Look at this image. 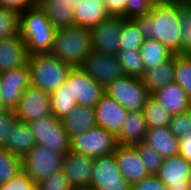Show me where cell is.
I'll return each mask as SVG.
<instances>
[{
    "instance_id": "obj_1",
    "label": "cell",
    "mask_w": 191,
    "mask_h": 190,
    "mask_svg": "<svg viewBox=\"0 0 191 190\" xmlns=\"http://www.w3.org/2000/svg\"><path fill=\"white\" fill-rule=\"evenodd\" d=\"M131 21L145 39L158 40L174 54H182L183 27L179 17V0L153 3L149 14Z\"/></svg>"
},
{
    "instance_id": "obj_2",
    "label": "cell",
    "mask_w": 191,
    "mask_h": 190,
    "mask_svg": "<svg viewBox=\"0 0 191 190\" xmlns=\"http://www.w3.org/2000/svg\"><path fill=\"white\" fill-rule=\"evenodd\" d=\"M92 50L89 29L70 26L56 29L50 54L71 68H80Z\"/></svg>"
},
{
    "instance_id": "obj_3",
    "label": "cell",
    "mask_w": 191,
    "mask_h": 190,
    "mask_svg": "<svg viewBox=\"0 0 191 190\" xmlns=\"http://www.w3.org/2000/svg\"><path fill=\"white\" fill-rule=\"evenodd\" d=\"M56 28L38 7L20 13V37L29 55L50 53Z\"/></svg>"
},
{
    "instance_id": "obj_4",
    "label": "cell",
    "mask_w": 191,
    "mask_h": 190,
    "mask_svg": "<svg viewBox=\"0 0 191 190\" xmlns=\"http://www.w3.org/2000/svg\"><path fill=\"white\" fill-rule=\"evenodd\" d=\"M28 67L30 84L50 94L67 80L72 69L50 53L29 55Z\"/></svg>"
},
{
    "instance_id": "obj_5",
    "label": "cell",
    "mask_w": 191,
    "mask_h": 190,
    "mask_svg": "<svg viewBox=\"0 0 191 190\" xmlns=\"http://www.w3.org/2000/svg\"><path fill=\"white\" fill-rule=\"evenodd\" d=\"M105 94L128 111H143L151 96L141 78L128 75L115 79L106 87Z\"/></svg>"
},
{
    "instance_id": "obj_6",
    "label": "cell",
    "mask_w": 191,
    "mask_h": 190,
    "mask_svg": "<svg viewBox=\"0 0 191 190\" xmlns=\"http://www.w3.org/2000/svg\"><path fill=\"white\" fill-rule=\"evenodd\" d=\"M65 154L35 145L22 158L23 171L37 184L50 175L62 171Z\"/></svg>"
},
{
    "instance_id": "obj_7",
    "label": "cell",
    "mask_w": 191,
    "mask_h": 190,
    "mask_svg": "<svg viewBox=\"0 0 191 190\" xmlns=\"http://www.w3.org/2000/svg\"><path fill=\"white\" fill-rule=\"evenodd\" d=\"M37 145L66 154L70 151L71 140L61 119L53 114L28 123Z\"/></svg>"
},
{
    "instance_id": "obj_8",
    "label": "cell",
    "mask_w": 191,
    "mask_h": 190,
    "mask_svg": "<svg viewBox=\"0 0 191 190\" xmlns=\"http://www.w3.org/2000/svg\"><path fill=\"white\" fill-rule=\"evenodd\" d=\"M117 145L116 136L113 133L101 127H95L73 137L70 151L96 158L113 154Z\"/></svg>"
},
{
    "instance_id": "obj_9",
    "label": "cell",
    "mask_w": 191,
    "mask_h": 190,
    "mask_svg": "<svg viewBox=\"0 0 191 190\" xmlns=\"http://www.w3.org/2000/svg\"><path fill=\"white\" fill-rule=\"evenodd\" d=\"M104 89L115 79L125 76L117 56H111L92 50L80 67Z\"/></svg>"
},
{
    "instance_id": "obj_10",
    "label": "cell",
    "mask_w": 191,
    "mask_h": 190,
    "mask_svg": "<svg viewBox=\"0 0 191 190\" xmlns=\"http://www.w3.org/2000/svg\"><path fill=\"white\" fill-rule=\"evenodd\" d=\"M121 16H110L100 24L90 28L92 49L96 52L117 56L120 50Z\"/></svg>"
},
{
    "instance_id": "obj_11",
    "label": "cell",
    "mask_w": 191,
    "mask_h": 190,
    "mask_svg": "<svg viewBox=\"0 0 191 190\" xmlns=\"http://www.w3.org/2000/svg\"><path fill=\"white\" fill-rule=\"evenodd\" d=\"M15 112L17 119L25 123L51 115V94L30 84L23 92Z\"/></svg>"
},
{
    "instance_id": "obj_12",
    "label": "cell",
    "mask_w": 191,
    "mask_h": 190,
    "mask_svg": "<svg viewBox=\"0 0 191 190\" xmlns=\"http://www.w3.org/2000/svg\"><path fill=\"white\" fill-rule=\"evenodd\" d=\"M66 81L77 105L94 107L105 94V89L81 68H72Z\"/></svg>"
},
{
    "instance_id": "obj_13",
    "label": "cell",
    "mask_w": 191,
    "mask_h": 190,
    "mask_svg": "<svg viewBox=\"0 0 191 190\" xmlns=\"http://www.w3.org/2000/svg\"><path fill=\"white\" fill-rule=\"evenodd\" d=\"M30 85L28 63L0 73V94L8 108L15 109L26 88Z\"/></svg>"
},
{
    "instance_id": "obj_14",
    "label": "cell",
    "mask_w": 191,
    "mask_h": 190,
    "mask_svg": "<svg viewBox=\"0 0 191 190\" xmlns=\"http://www.w3.org/2000/svg\"><path fill=\"white\" fill-rule=\"evenodd\" d=\"M190 169L191 163L178 154L165 158L156 176L167 186L168 190H191Z\"/></svg>"
},
{
    "instance_id": "obj_15",
    "label": "cell",
    "mask_w": 191,
    "mask_h": 190,
    "mask_svg": "<svg viewBox=\"0 0 191 190\" xmlns=\"http://www.w3.org/2000/svg\"><path fill=\"white\" fill-rule=\"evenodd\" d=\"M113 155L122 176L131 186L150 176L135 146L117 145Z\"/></svg>"
},
{
    "instance_id": "obj_16",
    "label": "cell",
    "mask_w": 191,
    "mask_h": 190,
    "mask_svg": "<svg viewBox=\"0 0 191 190\" xmlns=\"http://www.w3.org/2000/svg\"><path fill=\"white\" fill-rule=\"evenodd\" d=\"M93 157L69 151L64 156L62 173L70 187H89L93 171Z\"/></svg>"
},
{
    "instance_id": "obj_17",
    "label": "cell",
    "mask_w": 191,
    "mask_h": 190,
    "mask_svg": "<svg viewBox=\"0 0 191 190\" xmlns=\"http://www.w3.org/2000/svg\"><path fill=\"white\" fill-rule=\"evenodd\" d=\"M97 127H101L115 136L119 133L128 115V110L114 99L104 94L94 106Z\"/></svg>"
},
{
    "instance_id": "obj_18",
    "label": "cell",
    "mask_w": 191,
    "mask_h": 190,
    "mask_svg": "<svg viewBox=\"0 0 191 190\" xmlns=\"http://www.w3.org/2000/svg\"><path fill=\"white\" fill-rule=\"evenodd\" d=\"M129 184L122 176L113 154L93 159L89 187L99 190L104 185Z\"/></svg>"
},
{
    "instance_id": "obj_19",
    "label": "cell",
    "mask_w": 191,
    "mask_h": 190,
    "mask_svg": "<svg viewBox=\"0 0 191 190\" xmlns=\"http://www.w3.org/2000/svg\"><path fill=\"white\" fill-rule=\"evenodd\" d=\"M74 26L93 28L110 17L103 0H79L73 8Z\"/></svg>"
},
{
    "instance_id": "obj_20",
    "label": "cell",
    "mask_w": 191,
    "mask_h": 190,
    "mask_svg": "<svg viewBox=\"0 0 191 190\" xmlns=\"http://www.w3.org/2000/svg\"><path fill=\"white\" fill-rule=\"evenodd\" d=\"M28 52L20 36L0 40V73L25 66Z\"/></svg>"
},
{
    "instance_id": "obj_21",
    "label": "cell",
    "mask_w": 191,
    "mask_h": 190,
    "mask_svg": "<svg viewBox=\"0 0 191 190\" xmlns=\"http://www.w3.org/2000/svg\"><path fill=\"white\" fill-rule=\"evenodd\" d=\"M151 96L161 103L171 115L180 114L191 109V99L176 82L169 83L156 90Z\"/></svg>"
},
{
    "instance_id": "obj_22",
    "label": "cell",
    "mask_w": 191,
    "mask_h": 190,
    "mask_svg": "<svg viewBox=\"0 0 191 190\" xmlns=\"http://www.w3.org/2000/svg\"><path fill=\"white\" fill-rule=\"evenodd\" d=\"M147 125L143 111H128L125 122L116 135L118 145H130L144 142Z\"/></svg>"
},
{
    "instance_id": "obj_23",
    "label": "cell",
    "mask_w": 191,
    "mask_h": 190,
    "mask_svg": "<svg viewBox=\"0 0 191 190\" xmlns=\"http://www.w3.org/2000/svg\"><path fill=\"white\" fill-rule=\"evenodd\" d=\"M143 143L164 159L179 154V139L171 133L169 127L147 129Z\"/></svg>"
},
{
    "instance_id": "obj_24",
    "label": "cell",
    "mask_w": 191,
    "mask_h": 190,
    "mask_svg": "<svg viewBox=\"0 0 191 190\" xmlns=\"http://www.w3.org/2000/svg\"><path fill=\"white\" fill-rule=\"evenodd\" d=\"M61 120L70 140L89 129L97 127L94 107L77 105Z\"/></svg>"
},
{
    "instance_id": "obj_25",
    "label": "cell",
    "mask_w": 191,
    "mask_h": 190,
    "mask_svg": "<svg viewBox=\"0 0 191 190\" xmlns=\"http://www.w3.org/2000/svg\"><path fill=\"white\" fill-rule=\"evenodd\" d=\"M35 145H37V143L28 123L17 120L3 148L23 158Z\"/></svg>"
},
{
    "instance_id": "obj_26",
    "label": "cell",
    "mask_w": 191,
    "mask_h": 190,
    "mask_svg": "<svg viewBox=\"0 0 191 190\" xmlns=\"http://www.w3.org/2000/svg\"><path fill=\"white\" fill-rule=\"evenodd\" d=\"M40 9L56 29L74 26V13L69 4L62 0H36Z\"/></svg>"
},
{
    "instance_id": "obj_27",
    "label": "cell",
    "mask_w": 191,
    "mask_h": 190,
    "mask_svg": "<svg viewBox=\"0 0 191 190\" xmlns=\"http://www.w3.org/2000/svg\"><path fill=\"white\" fill-rule=\"evenodd\" d=\"M175 69H174V56L159 64L155 68L145 70L144 75L141 77L143 84L152 94L156 90L174 82Z\"/></svg>"
},
{
    "instance_id": "obj_28",
    "label": "cell",
    "mask_w": 191,
    "mask_h": 190,
    "mask_svg": "<svg viewBox=\"0 0 191 190\" xmlns=\"http://www.w3.org/2000/svg\"><path fill=\"white\" fill-rule=\"evenodd\" d=\"M139 51L145 70L155 68L174 56V53L162 45L158 40L151 38L144 41Z\"/></svg>"
},
{
    "instance_id": "obj_29",
    "label": "cell",
    "mask_w": 191,
    "mask_h": 190,
    "mask_svg": "<svg viewBox=\"0 0 191 190\" xmlns=\"http://www.w3.org/2000/svg\"><path fill=\"white\" fill-rule=\"evenodd\" d=\"M76 107V100L72 97L71 86L67 81L51 93V112L56 118L63 119Z\"/></svg>"
},
{
    "instance_id": "obj_30",
    "label": "cell",
    "mask_w": 191,
    "mask_h": 190,
    "mask_svg": "<svg viewBox=\"0 0 191 190\" xmlns=\"http://www.w3.org/2000/svg\"><path fill=\"white\" fill-rule=\"evenodd\" d=\"M143 112L148 129L169 127L172 115L152 96L147 100Z\"/></svg>"
},
{
    "instance_id": "obj_31",
    "label": "cell",
    "mask_w": 191,
    "mask_h": 190,
    "mask_svg": "<svg viewBox=\"0 0 191 190\" xmlns=\"http://www.w3.org/2000/svg\"><path fill=\"white\" fill-rule=\"evenodd\" d=\"M176 82L191 99V54H174Z\"/></svg>"
},
{
    "instance_id": "obj_32",
    "label": "cell",
    "mask_w": 191,
    "mask_h": 190,
    "mask_svg": "<svg viewBox=\"0 0 191 190\" xmlns=\"http://www.w3.org/2000/svg\"><path fill=\"white\" fill-rule=\"evenodd\" d=\"M23 171L22 158L0 146V185Z\"/></svg>"
},
{
    "instance_id": "obj_33",
    "label": "cell",
    "mask_w": 191,
    "mask_h": 190,
    "mask_svg": "<svg viewBox=\"0 0 191 190\" xmlns=\"http://www.w3.org/2000/svg\"><path fill=\"white\" fill-rule=\"evenodd\" d=\"M145 37L131 20H124L120 33V50H139Z\"/></svg>"
},
{
    "instance_id": "obj_34",
    "label": "cell",
    "mask_w": 191,
    "mask_h": 190,
    "mask_svg": "<svg viewBox=\"0 0 191 190\" xmlns=\"http://www.w3.org/2000/svg\"><path fill=\"white\" fill-rule=\"evenodd\" d=\"M117 58L126 75L141 78L145 69L139 50H119Z\"/></svg>"
},
{
    "instance_id": "obj_35",
    "label": "cell",
    "mask_w": 191,
    "mask_h": 190,
    "mask_svg": "<svg viewBox=\"0 0 191 190\" xmlns=\"http://www.w3.org/2000/svg\"><path fill=\"white\" fill-rule=\"evenodd\" d=\"M20 36V13L0 6V40Z\"/></svg>"
},
{
    "instance_id": "obj_36",
    "label": "cell",
    "mask_w": 191,
    "mask_h": 190,
    "mask_svg": "<svg viewBox=\"0 0 191 190\" xmlns=\"http://www.w3.org/2000/svg\"><path fill=\"white\" fill-rule=\"evenodd\" d=\"M179 17L183 27L182 54H191V8L184 0H179Z\"/></svg>"
},
{
    "instance_id": "obj_37",
    "label": "cell",
    "mask_w": 191,
    "mask_h": 190,
    "mask_svg": "<svg viewBox=\"0 0 191 190\" xmlns=\"http://www.w3.org/2000/svg\"><path fill=\"white\" fill-rule=\"evenodd\" d=\"M134 146L137 148L140 158L145 164L148 173L150 175H156L164 158L143 142L135 144Z\"/></svg>"
},
{
    "instance_id": "obj_38",
    "label": "cell",
    "mask_w": 191,
    "mask_h": 190,
    "mask_svg": "<svg viewBox=\"0 0 191 190\" xmlns=\"http://www.w3.org/2000/svg\"><path fill=\"white\" fill-rule=\"evenodd\" d=\"M169 128L171 133L178 139L191 134V109L172 115Z\"/></svg>"
},
{
    "instance_id": "obj_39",
    "label": "cell",
    "mask_w": 191,
    "mask_h": 190,
    "mask_svg": "<svg viewBox=\"0 0 191 190\" xmlns=\"http://www.w3.org/2000/svg\"><path fill=\"white\" fill-rule=\"evenodd\" d=\"M153 2L151 0H127L124 9V19L131 20L150 13Z\"/></svg>"
},
{
    "instance_id": "obj_40",
    "label": "cell",
    "mask_w": 191,
    "mask_h": 190,
    "mask_svg": "<svg viewBox=\"0 0 191 190\" xmlns=\"http://www.w3.org/2000/svg\"><path fill=\"white\" fill-rule=\"evenodd\" d=\"M37 190H72L62 171L44 178L36 184Z\"/></svg>"
},
{
    "instance_id": "obj_41",
    "label": "cell",
    "mask_w": 191,
    "mask_h": 190,
    "mask_svg": "<svg viewBox=\"0 0 191 190\" xmlns=\"http://www.w3.org/2000/svg\"><path fill=\"white\" fill-rule=\"evenodd\" d=\"M36 183L24 171L0 185V190H36Z\"/></svg>"
},
{
    "instance_id": "obj_42",
    "label": "cell",
    "mask_w": 191,
    "mask_h": 190,
    "mask_svg": "<svg viewBox=\"0 0 191 190\" xmlns=\"http://www.w3.org/2000/svg\"><path fill=\"white\" fill-rule=\"evenodd\" d=\"M15 109H7L0 112V146L6 144V139L17 121Z\"/></svg>"
},
{
    "instance_id": "obj_43",
    "label": "cell",
    "mask_w": 191,
    "mask_h": 190,
    "mask_svg": "<svg viewBox=\"0 0 191 190\" xmlns=\"http://www.w3.org/2000/svg\"><path fill=\"white\" fill-rule=\"evenodd\" d=\"M132 190H168V188L156 175H150L133 185Z\"/></svg>"
},
{
    "instance_id": "obj_44",
    "label": "cell",
    "mask_w": 191,
    "mask_h": 190,
    "mask_svg": "<svg viewBox=\"0 0 191 190\" xmlns=\"http://www.w3.org/2000/svg\"><path fill=\"white\" fill-rule=\"evenodd\" d=\"M0 6L22 13L36 6V0H0Z\"/></svg>"
},
{
    "instance_id": "obj_45",
    "label": "cell",
    "mask_w": 191,
    "mask_h": 190,
    "mask_svg": "<svg viewBox=\"0 0 191 190\" xmlns=\"http://www.w3.org/2000/svg\"><path fill=\"white\" fill-rule=\"evenodd\" d=\"M110 16H121L124 18V9L127 0H103Z\"/></svg>"
},
{
    "instance_id": "obj_46",
    "label": "cell",
    "mask_w": 191,
    "mask_h": 190,
    "mask_svg": "<svg viewBox=\"0 0 191 190\" xmlns=\"http://www.w3.org/2000/svg\"><path fill=\"white\" fill-rule=\"evenodd\" d=\"M179 155L191 163V134L179 139Z\"/></svg>"
},
{
    "instance_id": "obj_47",
    "label": "cell",
    "mask_w": 191,
    "mask_h": 190,
    "mask_svg": "<svg viewBox=\"0 0 191 190\" xmlns=\"http://www.w3.org/2000/svg\"><path fill=\"white\" fill-rule=\"evenodd\" d=\"M132 186L130 184H112L104 185V187L99 190H131Z\"/></svg>"
},
{
    "instance_id": "obj_48",
    "label": "cell",
    "mask_w": 191,
    "mask_h": 190,
    "mask_svg": "<svg viewBox=\"0 0 191 190\" xmlns=\"http://www.w3.org/2000/svg\"><path fill=\"white\" fill-rule=\"evenodd\" d=\"M62 1L69 4L70 8L73 9L76 7L79 0H62Z\"/></svg>"
},
{
    "instance_id": "obj_49",
    "label": "cell",
    "mask_w": 191,
    "mask_h": 190,
    "mask_svg": "<svg viewBox=\"0 0 191 190\" xmlns=\"http://www.w3.org/2000/svg\"><path fill=\"white\" fill-rule=\"evenodd\" d=\"M7 109H9V108L4 103L3 98L1 97V94H0V112L4 111V110H7Z\"/></svg>"
},
{
    "instance_id": "obj_50",
    "label": "cell",
    "mask_w": 191,
    "mask_h": 190,
    "mask_svg": "<svg viewBox=\"0 0 191 190\" xmlns=\"http://www.w3.org/2000/svg\"><path fill=\"white\" fill-rule=\"evenodd\" d=\"M72 190H95V189L91 187H80V188H73Z\"/></svg>"
},
{
    "instance_id": "obj_51",
    "label": "cell",
    "mask_w": 191,
    "mask_h": 190,
    "mask_svg": "<svg viewBox=\"0 0 191 190\" xmlns=\"http://www.w3.org/2000/svg\"><path fill=\"white\" fill-rule=\"evenodd\" d=\"M153 3H157V2H169V1H173V0H151Z\"/></svg>"
},
{
    "instance_id": "obj_52",
    "label": "cell",
    "mask_w": 191,
    "mask_h": 190,
    "mask_svg": "<svg viewBox=\"0 0 191 190\" xmlns=\"http://www.w3.org/2000/svg\"><path fill=\"white\" fill-rule=\"evenodd\" d=\"M185 3L191 8V0H185Z\"/></svg>"
},
{
    "instance_id": "obj_53",
    "label": "cell",
    "mask_w": 191,
    "mask_h": 190,
    "mask_svg": "<svg viewBox=\"0 0 191 190\" xmlns=\"http://www.w3.org/2000/svg\"><path fill=\"white\" fill-rule=\"evenodd\" d=\"M189 183H190V186H191V169H190Z\"/></svg>"
}]
</instances>
